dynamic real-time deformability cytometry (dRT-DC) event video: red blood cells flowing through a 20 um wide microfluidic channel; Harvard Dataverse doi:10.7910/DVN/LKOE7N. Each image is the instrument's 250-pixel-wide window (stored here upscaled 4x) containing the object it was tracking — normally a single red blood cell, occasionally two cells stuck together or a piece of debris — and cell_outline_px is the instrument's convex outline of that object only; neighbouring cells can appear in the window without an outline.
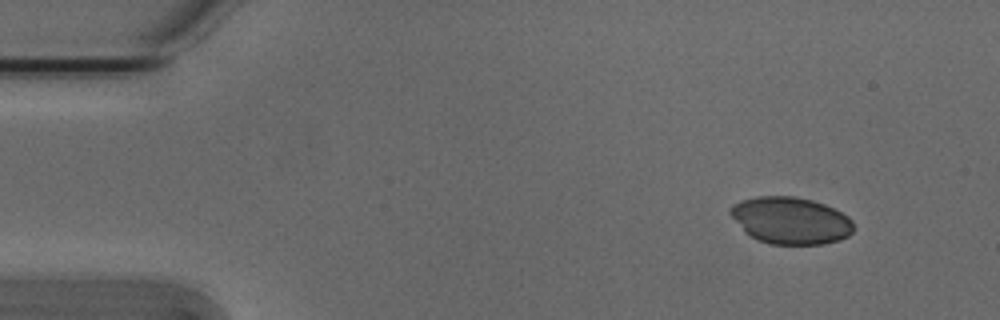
{"species": "Egyptian fruit bat (a non-hibernating species)", "species_latin": "Rousettus aegyptiacus", "temperature_condition": "cold", "stored_images_in_passage": 49, "camera_frame_rate_fps": 3000, "um_per_image_px": 0.085, "animal": {"sex": "male"}, "frame": {"image": 1, "passage_image": 1, "time_ms": 0.0, "image_size_px": [1000, 320], "cell_outline_px": [[852, 232], [848, 236], [840, 240], [824, 244], [772, 244], [756, 240], [744, 232], [728, 212], [728, 208], [732, 204], [740, 200], [756, 196], [796, 196], [812, 200], [824, 204], [848, 216], [852, 220]], "centroid_in_image_um": [67.16, 18.74], "position_along_channel_um": 17.8, "area_um2": 33.99}}
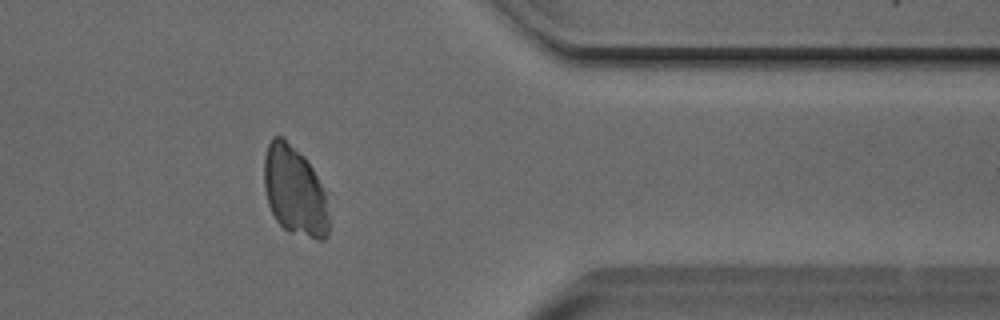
{"frame": {"image": 2, "passage_image": 39, "time_ms": 12.667, "image_size_px": [1000, 320], "cell_outline_px": [[328, 236], [324, 240], [316, 240], [288, 232], [276, 220], [268, 204], [264, 188], [264, 156], [268, 144], [272, 136], [280, 136], [304, 156], [312, 168], [324, 192], [328, 216]], "centroid_in_image_um": [25.02, 16.26], "position_along_channel_um": 386.4, "area_um2": 33.58}}